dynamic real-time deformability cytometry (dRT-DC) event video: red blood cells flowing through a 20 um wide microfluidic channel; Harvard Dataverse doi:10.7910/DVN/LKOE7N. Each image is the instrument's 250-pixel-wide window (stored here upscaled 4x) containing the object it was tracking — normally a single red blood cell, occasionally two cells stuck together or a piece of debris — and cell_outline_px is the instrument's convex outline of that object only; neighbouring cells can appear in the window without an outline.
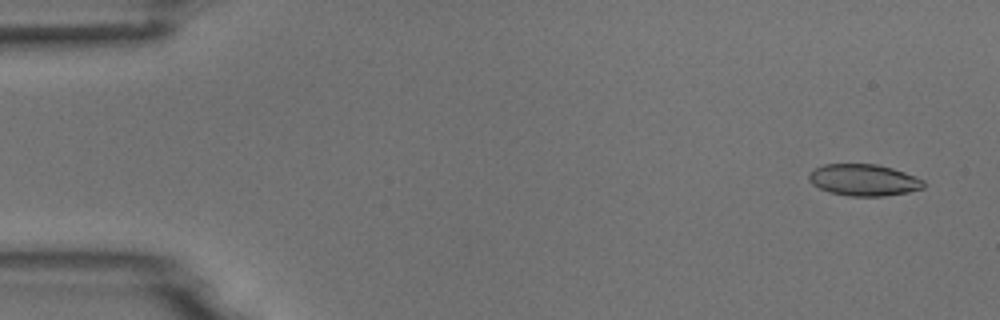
{"species": "common noctule bat (a hibernating species)", "species_latin": "Nyctalus noctula", "temperature_condition": "room temperature", "stored_images_in_passage": 3, "camera_frame_rate_fps": 3000, "um_per_image_px": 0.085, "animal": {"sex": "male", "body_mass_g": 18.8}, "frame": {"image": 1, "passage_image": 1, "time_ms": 0.0, "image_size_px": [1000, 320], "cell_outline_px": [[924, 188], [908, 192], [884, 196], [848, 196], [828, 192], [812, 184], [808, 180], [808, 176], [816, 168], [824, 164], [876, 164], [892, 168], [904, 172], [924, 180]], "centroid_in_image_um": [73.42, 15.31], "position_along_channel_um": 11.6, "area_um2": 21.1}}